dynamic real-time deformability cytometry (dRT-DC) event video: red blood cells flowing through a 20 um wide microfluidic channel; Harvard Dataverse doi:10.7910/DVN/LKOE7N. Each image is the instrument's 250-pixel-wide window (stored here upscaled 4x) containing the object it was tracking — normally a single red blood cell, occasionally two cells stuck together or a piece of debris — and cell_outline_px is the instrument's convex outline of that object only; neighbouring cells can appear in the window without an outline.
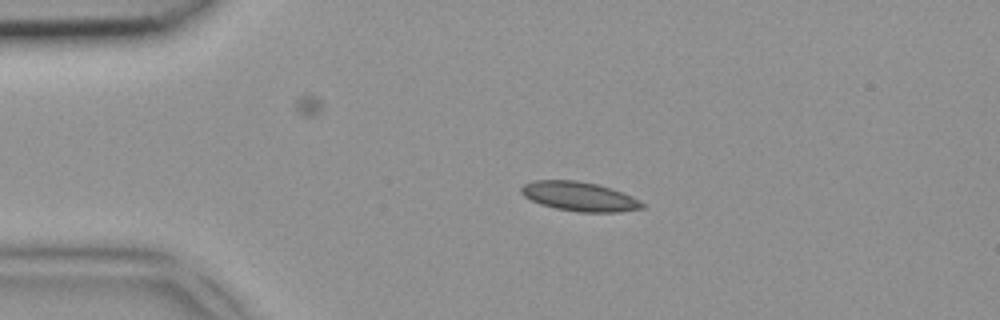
{"species": "common noctule bat (a hibernating species)", "species_latin": "Nyctalus noctula", "temperature_condition": "room temperature", "stored_images_in_passage": 2, "camera_frame_rate_fps": 3000, "um_per_image_px": 0.085, "animal": {"sex": "female", "body_mass_g": 18.4}, "frame": {"image": 1, "passage_image": 1, "time_ms": 0.0, "image_size_px": [1000, 320], "cell_outline_px": [[644, 208], [620, 212], [580, 212], [556, 208], [540, 204], [524, 196], [520, 192], [520, 188], [524, 184], [532, 180], [576, 180], [596, 184], [632, 196], [640, 200], [644, 204]], "centroid_in_image_um": [49.23, 16.7], "position_along_channel_um": 35.8, "area_um2": 20.52}}